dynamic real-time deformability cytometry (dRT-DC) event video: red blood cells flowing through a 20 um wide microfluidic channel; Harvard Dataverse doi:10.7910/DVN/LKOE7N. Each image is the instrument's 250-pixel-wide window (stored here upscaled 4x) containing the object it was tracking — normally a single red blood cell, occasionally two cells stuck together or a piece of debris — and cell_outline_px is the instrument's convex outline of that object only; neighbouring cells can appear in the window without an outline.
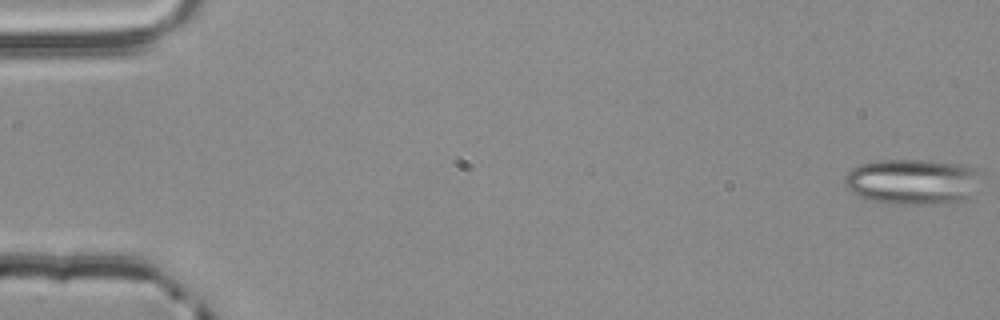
{"species": "common noctule bat (a hibernating species)", "species_latin": "Nyctalus noctula", "temperature_condition": "room temperature", "stored_images_in_passage": 56, "segment_of_instrument_passage": [1, 3], "camera_frame_rate_fps": 3000, "um_per_image_px": 0.085, "animal": {"sex": "male", "body_mass_g": 20.4}, "frame": {"image": 1, "passage_image": 1, "time_ms": 0.0, "image_size_px": [1000, 320], "cell_outline_px": [[976, 172], [968, 196], [964, 200], [948, 204], [900, 204], [872, 200], [860, 196], [852, 192], [844, 184], [844, 176], [852, 168], [860, 164], [876, 160], [928, 160], [964, 164], [976, 168]], "centroid_in_image_um": [77.47, 15.43], "position_along_channel_um": 7.5, "area_um2": 35.66}}